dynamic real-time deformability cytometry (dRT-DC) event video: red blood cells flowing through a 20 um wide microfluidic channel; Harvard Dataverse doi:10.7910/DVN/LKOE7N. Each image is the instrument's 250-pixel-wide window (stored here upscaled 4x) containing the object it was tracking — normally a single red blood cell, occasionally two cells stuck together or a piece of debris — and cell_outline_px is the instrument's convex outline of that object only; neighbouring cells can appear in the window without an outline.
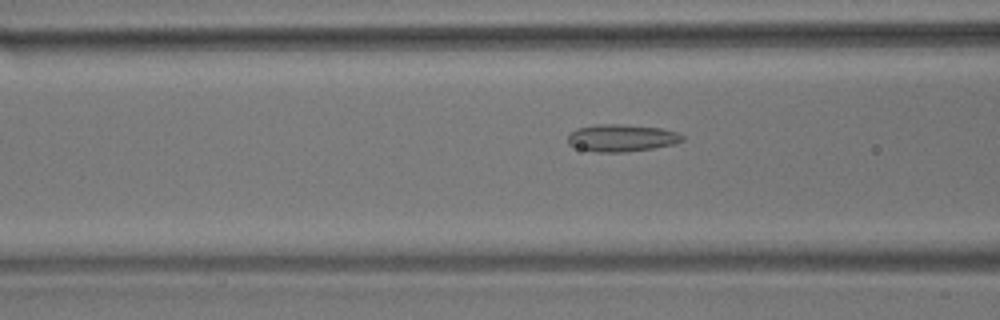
{"species": "common noctule bat (a hibernating species)", "species_latin": "Nyctalus noctula", "temperature_condition": "room temperature", "stored_images_in_passage": 35, "camera_frame_rate_fps": 3000, "um_per_image_px": 0.085, "animal": {"sex": "male", "body_mass_g": 17.9}, "frame": {"image": 1, "passage_image": 11, "time_ms": 3.333, "image_size_px": [1000, 320], "cell_outline_px": [[684, 140], [676, 144], [652, 148], [624, 152], [596, 152], [580, 148], [568, 144], [568, 136], [576, 128], [596, 124], [620, 124], [660, 128], [676, 132], [684, 136]], "centroid_in_image_um": [52.85, 11.72], "position_along_channel_um": 113.8, "area_um2": 18.09}}
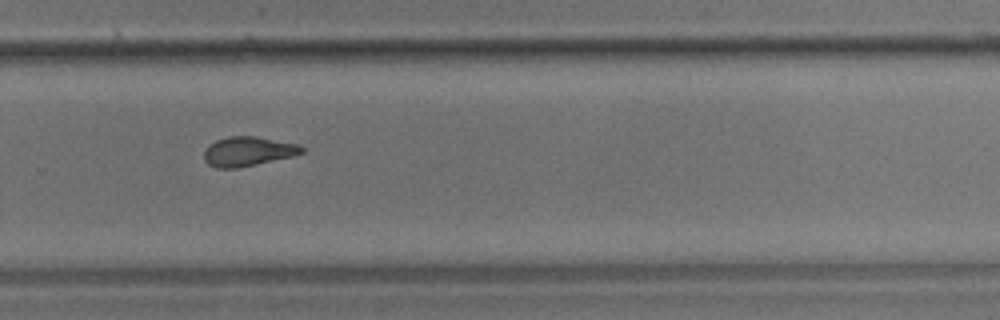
{"frame": {"image": 2, "passage_image": 27, "time_ms": 8.667, "image_size_px": [1000, 320], "cell_outline_px": [[304, 152], [292, 156], [256, 164], [236, 168], [216, 168], [208, 164], [204, 160], [204, 152], [216, 140], [232, 136], [256, 136], [296, 144], [304, 148]], "centroid_in_image_um": [21.07, 12.87], "position_along_channel_um": 308.7, "area_um2": 16.42}}
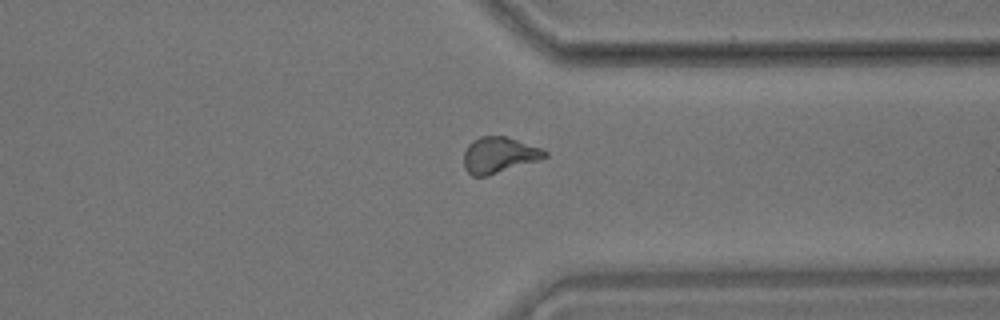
{"frame": {"image": 3, "passage_image": 32, "time_ms": 10.333, "image_size_px": [1000, 320], "cell_outline_px": [[548, 156], [488, 176], [472, 176], [464, 168], [464, 152], [468, 144], [472, 140], [480, 136], [504, 136], [540, 148], [548, 152]], "centroid_in_image_um": [42.36, 13.18], "position_along_channel_um": 369.0, "area_um2": 16.7}}